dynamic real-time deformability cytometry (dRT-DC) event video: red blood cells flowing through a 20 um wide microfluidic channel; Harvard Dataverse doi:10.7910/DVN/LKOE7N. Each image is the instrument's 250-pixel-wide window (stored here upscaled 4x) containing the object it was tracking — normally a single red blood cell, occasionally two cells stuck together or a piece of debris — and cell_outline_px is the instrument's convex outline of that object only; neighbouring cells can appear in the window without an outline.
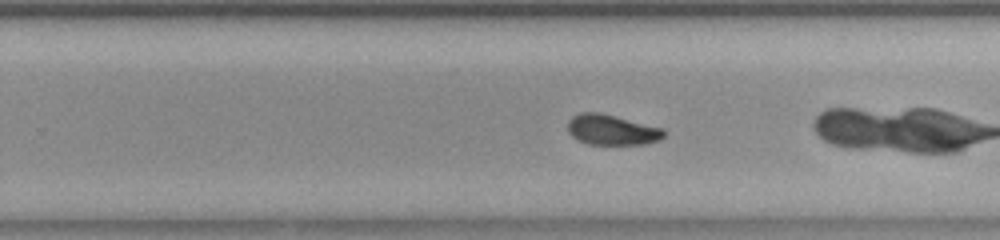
{"species": "common noctule bat (a hibernating species)", "species_latin": "Nyctalus noctula", "temperature_condition": "room temperature", "stored_images_in_passage": 52, "camera_frame_rate_fps": 3000, "um_per_image_px": 0.085, "animal": {"sex": "female", "body_mass_g": 23.0, "forearm_length_mm": 53.4}, "frame": {"image": 1, "passage_image": 31, "time_ms": 10.0, "image_size_px": [1000, 240], "cell_outline_px": [[664, 136], [660, 140], [644, 144], [588, 144], [572, 136], [568, 132], [568, 120], [572, 116], [580, 112], [600, 112], [664, 128]], "centroid_in_image_um": [52.0, 11.02], "position_along_channel_um": 277.8, "area_um2": 17.05}, "authors_computed_cell_mechanics": {"area_um2": 17.6579, "velocity_mm_per_s": 3.8391, "shape_relaxation_time_tau1_ms": 3.8363, "shape_relaxation_time_tau2_ms": 5.1607, "deformation_change_tau1": 0.1354, "deformation_change_tau2": 0.0986}}